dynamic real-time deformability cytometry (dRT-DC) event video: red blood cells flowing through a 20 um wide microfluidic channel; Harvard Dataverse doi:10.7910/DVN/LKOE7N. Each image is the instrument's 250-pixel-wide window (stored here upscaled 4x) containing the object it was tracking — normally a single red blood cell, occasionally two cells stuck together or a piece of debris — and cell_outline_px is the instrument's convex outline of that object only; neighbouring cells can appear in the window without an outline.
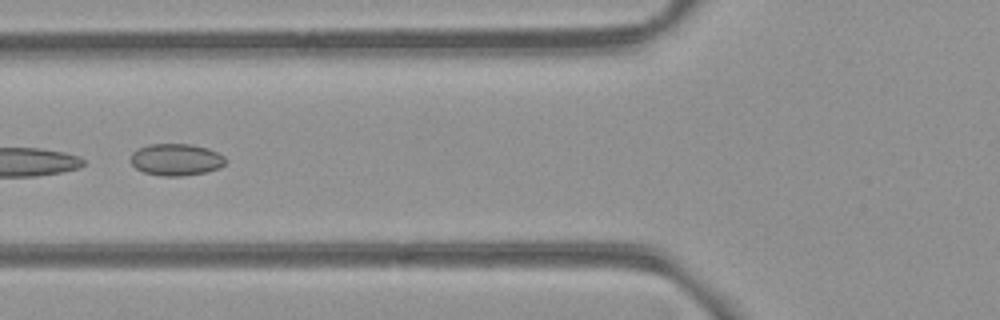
{"species": "common noctule bat (a hibernating species)", "species_latin": "Nyctalus noctula", "temperature_condition": "room temperature", "stored_images_in_passage": 4, "camera_frame_rate_fps": 3000, "um_per_image_px": 0.085, "animal": {"sex": "female", "body_mass_g": 21.9}, "frame": {"image": 1, "passage_image": 3, "time_ms": 2.333, "image_size_px": [1000, 320], "cell_outline_px": [[228, 160], [220, 168], [204, 172], [180, 176], [160, 176], [144, 172], [136, 168], [128, 160], [132, 152], [148, 144], [192, 144], [208, 148], [224, 156]], "centroid_in_image_um": [14.96, 13.56], "position_along_channel_um": 110.8, "area_um2": 17.74}}
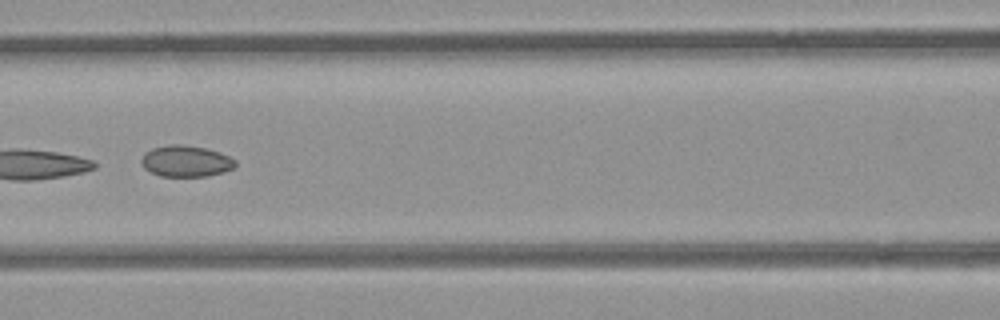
{"frame": {"image": 2, "passage_image": 4, "time_ms": 3.333, "image_size_px": [1000, 320], "cell_outline_px": [[236, 164], [232, 168], [224, 172], [208, 176], [160, 176], [144, 168], [140, 160], [144, 152], [152, 148], [168, 144], [180, 144], [204, 148], [220, 152], [236, 160]], "centroid_in_image_um": [15.78, 13.69], "position_along_channel_um": 150.8, "area_um2": 17.17}}